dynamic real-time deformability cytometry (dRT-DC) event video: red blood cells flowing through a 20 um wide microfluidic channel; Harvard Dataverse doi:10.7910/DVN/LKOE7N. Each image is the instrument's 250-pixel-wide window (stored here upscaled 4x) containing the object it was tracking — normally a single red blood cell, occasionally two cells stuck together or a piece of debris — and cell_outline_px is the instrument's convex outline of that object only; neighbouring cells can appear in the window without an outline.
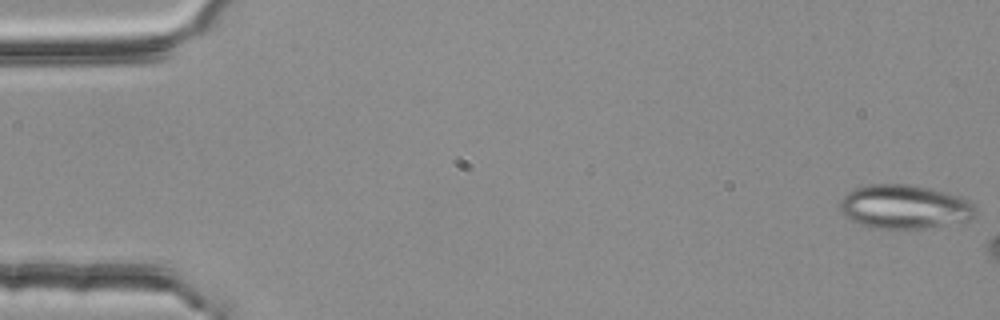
{"species": "common noctule bat (a hibernating species)", "species_latin": "Nyctalus noctula", "temperature_condition": "room temperature", "stored_images_in_passage": 49, "camera_frame_rate_fps": 3000, "um_per_image_px": 0.085, "animal": {"sex": "female", "body_mass_g": 25.1}, "frame": {"image": 1, "passage_image": 1, "time_ms": 0.0, "image_size_px": [1000, 320], "cell_outline_px": [[980, 212], [968, 220], [924, 228], [872, 228], [860, 224], [844, 216], [840, 212], [840, 200], [848, 192], [856, 188], [868, 184], [908, 184], [928, 188], [960, 196], [968, 200]], "centroid_in_image_um": [76.87, 17.57], "position_along_channel_um": 8.1, "area_um2": 34.62}}
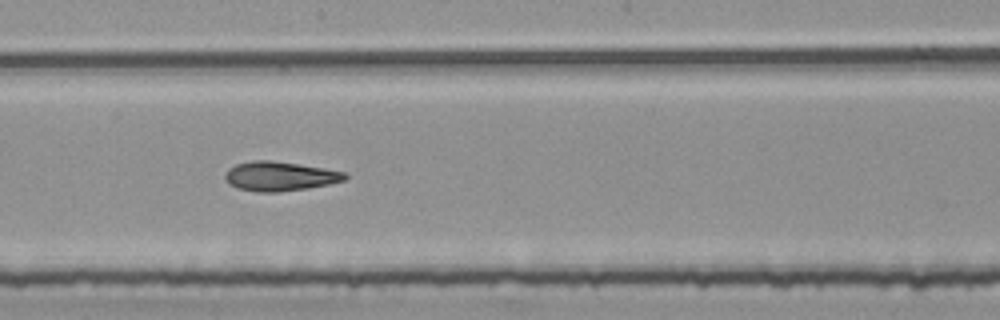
{"frame": {"image": 2, "passage_image": 30, "time_ms": 9.667, "image_size_px": [1000, 320], "cell_outline_px": [[348, 176], [344, 180], [328, 184], [308, 188], [280, 192], [256, 192], [236, 188], [228, 184], [224, 180], [224, 176], [228, 168], [236, 164], [252, 160], [268, 160], [324, 168], [344, 172]], "centroid_in_image_um": [23.72, 14.99], "position_along_channel_um": 224.5, "area_um2": 20.52}}
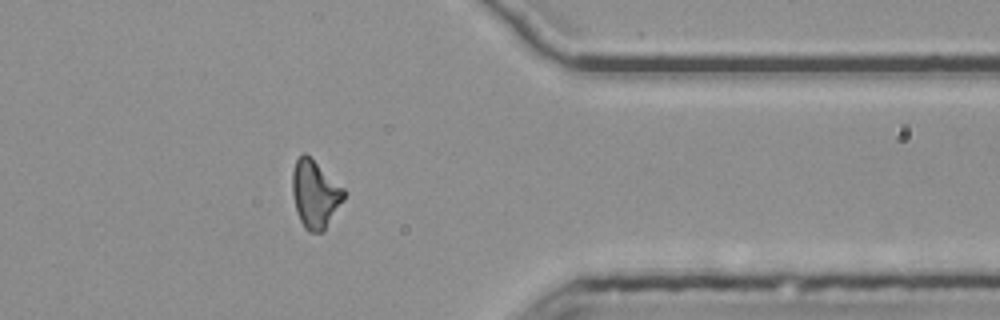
{"frame": {"image": 3, "passage_image": 44, "time_ms": 14.333, "image_size_px": [1000, 320], "cell_outline_px": [[344, 200], [324, 232], [308, 232], [304, 228], [296, 212], [292, 192], [292, 172], [296, 160], [304, 152], [344, 188]], "centroid_in_image_um": [26.77, 16.54], "position_along_channel_um": 384.6, "area_um2": 20.29}, "authors_computed_cell_mechanics": {"area_um2": 20.519, "velocity_mm_per_s": 3.7718, "shape_relaxation_time_tau1_ms": null, "shape_relaxation_time_tau2_ms": 6.4976, "deformation_change_tau1": null, "deformation_change_tau2": 0.159}}